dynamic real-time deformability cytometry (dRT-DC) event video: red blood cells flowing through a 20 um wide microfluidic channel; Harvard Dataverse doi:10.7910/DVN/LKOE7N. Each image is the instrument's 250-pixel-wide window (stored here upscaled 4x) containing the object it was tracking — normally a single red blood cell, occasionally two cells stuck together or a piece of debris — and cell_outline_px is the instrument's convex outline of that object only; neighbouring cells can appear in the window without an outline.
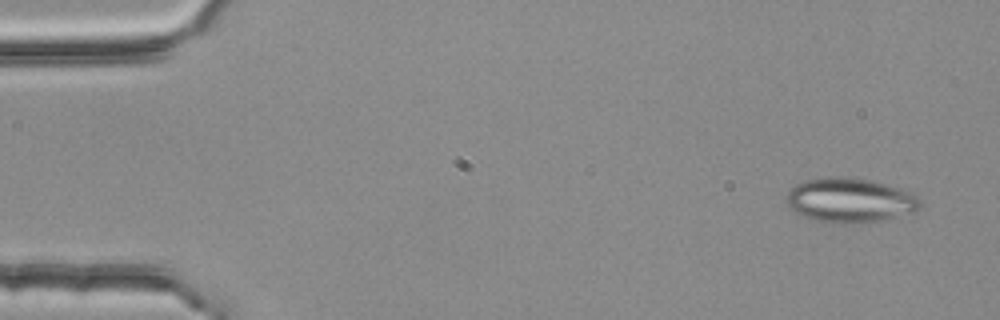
{"species": "common noctule bat (a hibernating species)", "species_latin": "Nyctalus noctula", "temperature_condition": "room temperature", "stored_images_in_passage": 3, "camera_frame_rate_fps": 3000, "um_per_image_px": 0.085, "animal": {"sex": "female", "body_mass_g": 25.1}, "frame": {"image": 1, "passage_image": 1, "time_ms": 0.0, "image_size_px": [1000, 320], "cell_outline_px": [[920, 208], [916, 212], [856, 224], [840, 224], [816, 220], [792, 212], [788, 208], [784, 196], [796, 184], [804, 180], [828, 176], [840, 176], [888, 184], [900, 188], [916, 196], [920, 200]], "centroid_in_image_um": [72.18, 17.02], "position_along_channel_um": 12.8, "area_um2": 34.74}}